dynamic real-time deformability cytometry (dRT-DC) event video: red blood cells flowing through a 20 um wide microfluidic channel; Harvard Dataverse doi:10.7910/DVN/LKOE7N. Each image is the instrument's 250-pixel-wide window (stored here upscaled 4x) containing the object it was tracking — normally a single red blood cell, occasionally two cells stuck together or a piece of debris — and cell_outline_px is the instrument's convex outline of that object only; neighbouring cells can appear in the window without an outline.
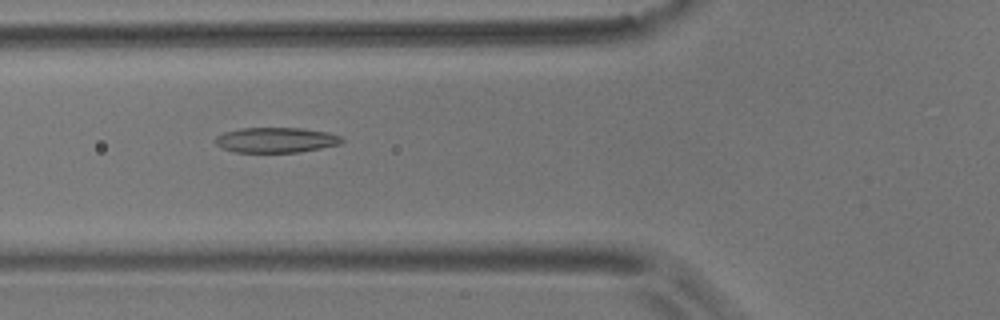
{"species": "common noctule bat (a hibernating species)", "species_latin": "Nyctalus noctula", "temperature_condition": "room temperature", "stored_images_in_passage": 8, "camera_frame_rate_fps": 3000, "um_per_image_px": 0.085, "animal": {"sex": "male", "body_mass_g": 17.9}, "frame": {"image": 1, "passage_image": 4, "time_ms": 1.0, "image_size_px": [1000, 320], "cell_outline_px": [[344, 140], [340, 144], [300, 152], [236, 152], [224, 148], [216, 144], [212, 140], [216, 136], [224, 132], [240, 128], [300, 128], [328, 132], [340, 136]], "centroid_in_image_um": [23.44, 11.89], "position_along_channel_um": 102.4, "area_um2": 18.55}}
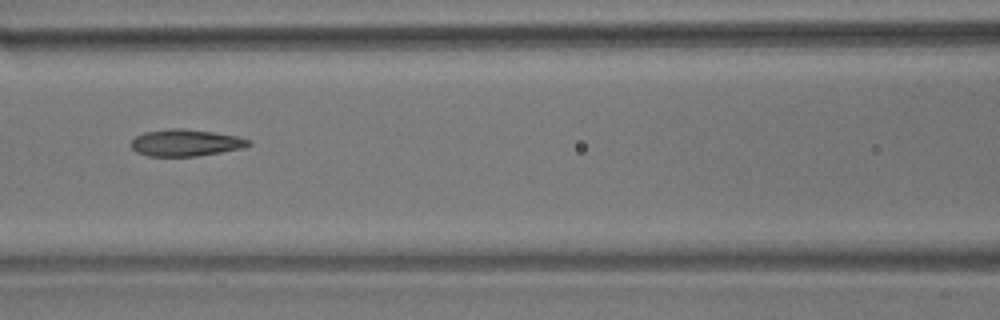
{"frame": {"image": 2, "passage_image": 5, "time_ms": 1.333, "image_size_px": [1000, 320], "cell_outline_px": [[252, 144], [244, 148], [196, 156], [148, 156], [136, 152], [132, 148], [132, 140], [136, 136], [144, 132], [172, 128], [184, 128], [216, 132], [240, 136], [248, 140]], "centroid_in_image_um": [15.81, 12.12], "position_along_channel_um": 150.8, "area_um2": 18.44}}
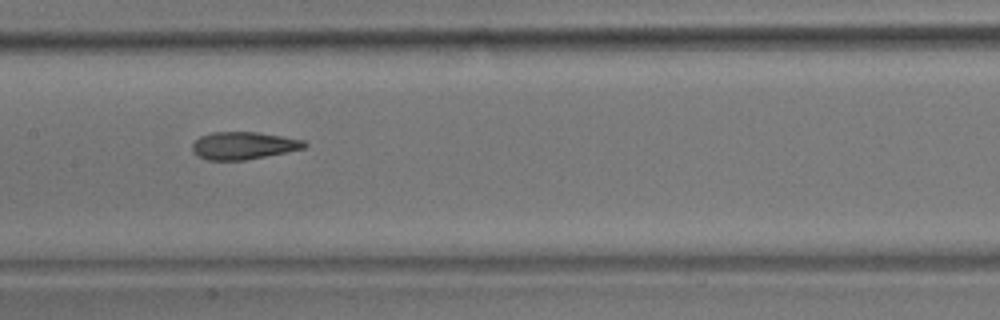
{"frame": {"image": 3, "passage_image": 6, "time_ms": 1.667, "image_size_px": [1000, 320], "cell_outline_px": [[308, 144], [304, 148], [288, 152], [244, 160], [208, 160], [196, 156], [192, 152], [192, 144], [200, 136], [212, 132], [260, 132], [304, 140]], "centroid_in_image_um": [20.68, 12.37], "position_along_channel_um": 186.7, "area_um2": 18.09}}